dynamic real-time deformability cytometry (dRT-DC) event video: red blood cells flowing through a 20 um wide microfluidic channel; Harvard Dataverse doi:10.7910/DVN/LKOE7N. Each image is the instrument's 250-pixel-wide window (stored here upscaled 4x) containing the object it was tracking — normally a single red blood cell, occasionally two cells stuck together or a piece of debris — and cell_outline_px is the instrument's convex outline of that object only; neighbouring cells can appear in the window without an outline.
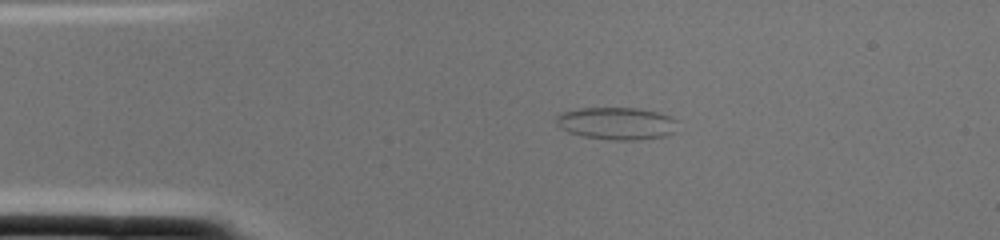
{"species": "common noctule bat (a hibernating species)", "species_latin": "Nyctalus noctula", "temperature_condition": "cold", "stored_images_in_passage": 1, "camera_frame_rate_fps": 3000, "um_per_image_px": 0.085, "animal": {"sex": "female", "body_mass_g": 22.0, "forearm_length_mm": 56.7}, "frame": {"image": 1, "passage_image": 1, "time_ms": 0.0, "image_size_px": [1000, 240], "cell_outline_px": [[676, 120], [672, 132], [664, 136], [636, 140], [612, 140], [584, 136], [568, 132], [560, 128], [556, 124], [556, 116], [560, 112], [580, 108], [636, 108], [660, 112], [672, 116]], "centroid_in_image_um": [52.37, 10.48], "position_along_channel_um": 32.6, "area_um2": 22.89}}